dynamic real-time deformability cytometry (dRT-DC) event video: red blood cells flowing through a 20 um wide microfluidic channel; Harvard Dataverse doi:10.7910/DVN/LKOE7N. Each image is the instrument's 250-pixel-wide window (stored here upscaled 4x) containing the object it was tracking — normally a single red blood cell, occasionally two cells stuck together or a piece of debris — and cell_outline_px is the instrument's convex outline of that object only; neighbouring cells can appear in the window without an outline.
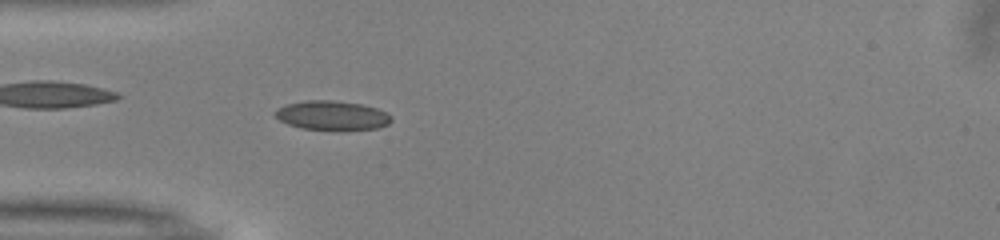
{"species": "common noctule bat (a hibernating species)", "species_latin": "Nyctalus noctula", "temperature_condition": "warm", "stored_images_in_passage": 44, "camera_frame_rate_fps": 3000, "um_per_image_px": 0.085, "animal": {"sex": "male", "body_mass_g": 13.0, "forearm_length_mm": 53.1}, "frame": {"image": 1, "passage_image": 8, "time_ms": 2.333, "image_size_px": [1000, 240], "cell_outline_px": [[392, 120], [388, 124], [376, 128], [344, 132], [336, 132], [300, 128], [288, 124], [280, 120], [272, 112], [276, 108], [288, 104], [308, 100], [332, 100], [360, 104], [376, 108], [392, 116]], "centroid_in_image_um": [28.22, 9.85], "position_along_channel_um": 56.8, "area_um2": 20.35}}
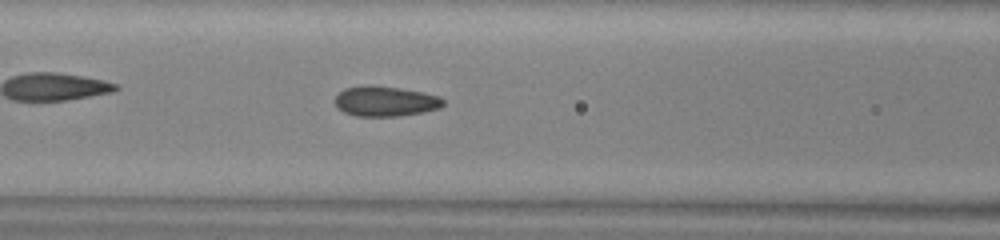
{"frame": {"image": 2, "passage_image": 14, "time_ms": 4.333, "image_size_px": [1000, 240], "cell_outline_px": [[444, 104], [440, 108], [400, 116], [356, 116], [344, 112], [336, 104], [336, 96], [344, 88], [364, 84], [372, 84], [400, 88], [424, 92], [440, 96], [444, 100]], "centroid_in_image_um": [32.76, 8.58], "position_along_channel_um": 133.8, "area_um2": 19.13}}
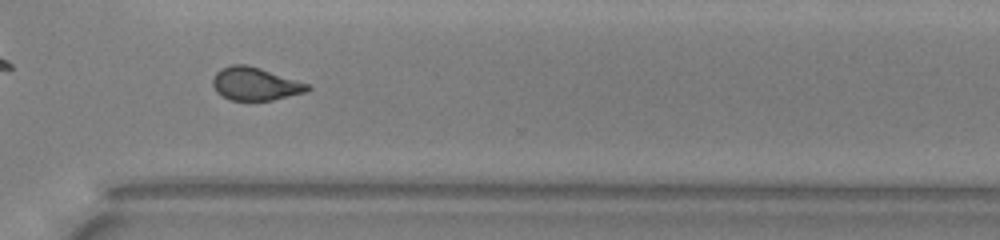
{"frame": {"image": 3, "passage_image": 30, "time_ms": 9.667, "image_size_px": [1000, 240], "cell_outline_px": [[312, 88], [308, 92], [272, 100], [232, 100], [216, 92], [212, 84], [212, 80], [216, 72], [220, 68], [232, 64], [244, 64], [260, 68], [308, 84]], "centroid_in_image_um": [21.68, 7.13], "position_along_channel_um": 348.9, "area_um2": 18.15}, "authors_computed_cell_mechanics": {"area_um2": 18.496, "velocity_mm_per_s": 4.0365, "shape_relaxation_time_tau1_ms": 6.1019, "shape_relaxation_time_tau2_ms": 1.08, "deformation_change_tau1": 0.1355, "deformation_change_tau2": 0.0679}}